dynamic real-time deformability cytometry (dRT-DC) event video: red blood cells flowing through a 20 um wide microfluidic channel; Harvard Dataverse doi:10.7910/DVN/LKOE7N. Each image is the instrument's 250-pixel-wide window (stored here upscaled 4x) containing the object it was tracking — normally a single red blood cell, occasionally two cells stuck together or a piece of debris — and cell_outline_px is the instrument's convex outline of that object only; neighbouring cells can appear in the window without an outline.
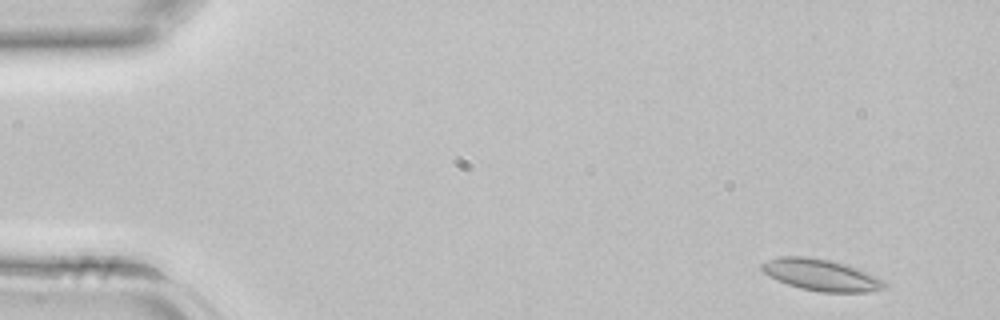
{"species": "common noctule bat (a hibernating species)", "species_latin": "Nyctalus noctula", "temperature_condition": "room temperature", "stored_images_in_passage": 42, "camera_frame_rate_fps": 3000, "um_per_image_px": 0.085, "animal": {"sex": "female", "body_mass_g": 22.7, "forearm_length_mm": 54.2}, "frame": {"image": 1, "passage_image": 2, "time_ms": 0.333, "image_size_px": [1000, 320], "cell_outline_px": [[888, 288], [868, 292], [820, 292], [800, 288], [788, 284], [764, 272], [760, 268], [760, 264], [768, 260], [780, 256], [808, 256], [828, 260], [844, 264], [868, 272], [884, 280], [888, 284]], "centroid_in_image_um": [69.85, 23.37], "position_along_channel_um": 15.2, "area_um2": 22.48}}
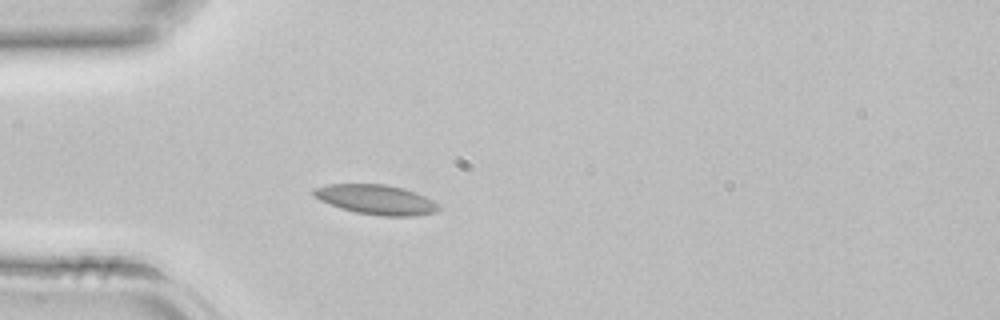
{"frame": {"image": 2, "passage_image": 11, "time_ms": 3.333, "image_size_px": [1000, 320], "cell_outline_px": [[440, 208], [436, 212], [416, 216], [380, 216], [356, 212], [340, 208], [320, 200], [312, 192], [312, 188], [328, 184], [384, 184], [400, 188], [424, 196], [432, 200]], "centroid_in_image_um": [31.94, 16.97], "position_along_channel_um": 53.1, "area_um2": 21.39}}
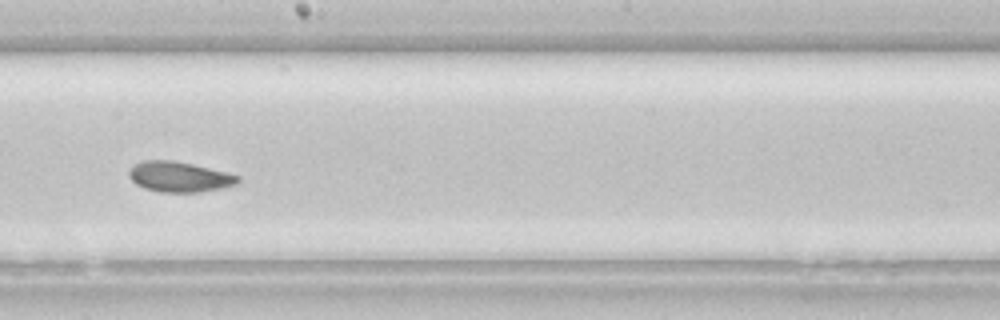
{"frame": {"image": 3, "passage_image": 23, "time_ms": 7.333, "image_size_px": [1000, 320], "cell_outline_px": [[240, 180], [236, 184], [224, 188], [200, 192], [160, 192], [144, 188], [136, 184], [128, 176], [128, 172], [136, 164], [144, 160], [172, 160], [192, 164], [228, 172], [240, 176]], "centroid_in_image_um": [15.27, 15.03], "position_along_channel_um": 232.9, "area_um2": 19.31}}